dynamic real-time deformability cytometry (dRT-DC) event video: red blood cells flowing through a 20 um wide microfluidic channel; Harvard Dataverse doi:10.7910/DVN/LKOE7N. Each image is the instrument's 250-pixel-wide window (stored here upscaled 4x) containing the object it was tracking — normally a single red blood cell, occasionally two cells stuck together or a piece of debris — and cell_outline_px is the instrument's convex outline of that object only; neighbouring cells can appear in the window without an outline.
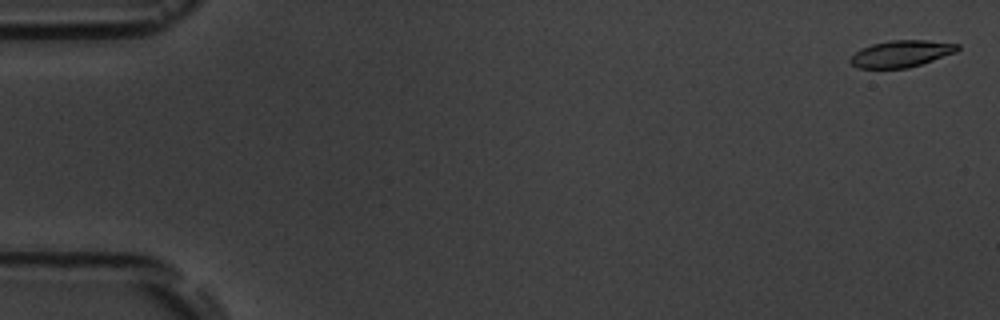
{"species": "common noctule bat (a hibernating species)", "species_latin": "Nyctalus noctula", "temperature_condition": "room temperature", "stored_images_in_passage": 7, "camera_frame_rate_fps": 3000, "um_per_image_px": 0.085, "animal": {"sex": "male", "body_mass_g": 19.5, "forearm_length_mm": 54.6}, "frame": {"image": 1, "passage_image": 1, "time_ms": 0.0, "image_size_px": [1000, 320], "cell_outline_px": [[960, 48], [956, 52], [908, 68], [856, 68], [848, 60], [860, 48], [872, 44], [892, 40], [928, 40], [960, 44]], "centroid_in_image_um": [76.6, 4.56], "position_along_channel_um": 8.4, "area_um2": 16.65}}
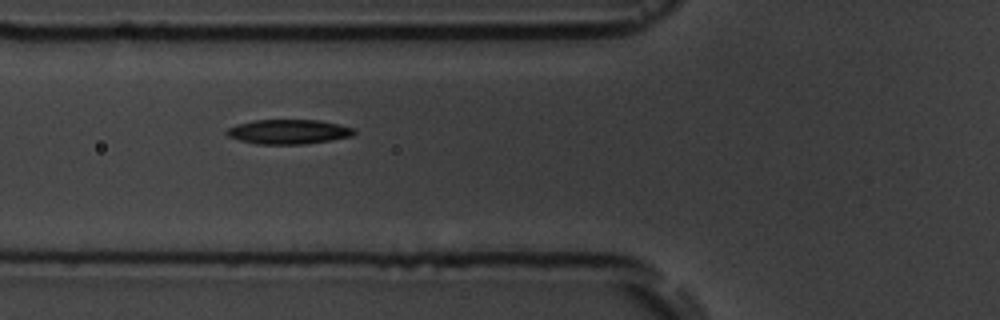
{"frame": {"image": 2, "passage_image": 6, "time_ms": 6.667, "image_size_px": [1000, 320], "cell_outline_px": [[356, 132], [352, 136], [332, 140], [304, 144], [256, 144], [240, 140], [228, 136], [224, 132], [228, 128], [236, 124], [256, 120], [320, 120], [352, 128]], "centroid_in_image_um": [24.5, 11.2], "position_along_channel_um": 101.3, "area_um2": 18.15}}
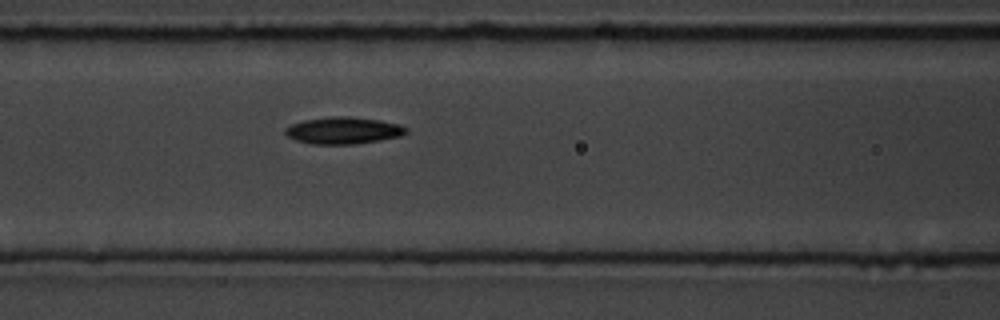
{"frame": {"image": 3, "passage_image": 7, "time_ms": 7.667, "image_size_px": [1000, 320], "cell_outline_px": [[408, 132], [404, 136], [380, 140], [352, 144], [312, 144], [296, 140], [288, 136], [284, 132], [284, 128], [292, 124], [304, 120], [328, 116], [348, 116], [380, 120], [400, 124], [408, 128]], "centroid_in_image_um": [29.22, 11.08], "position_along_channel_um": 137.4, "area_um2": 19.13}}